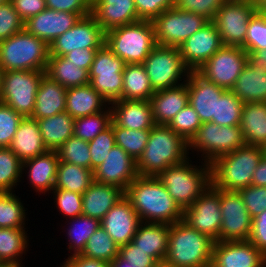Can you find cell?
Wrapping results in <instances>:
<instances>
[{
	"label": "cell",
	"mask_w": 266,
	"mask_h": 267,
	"mask_svg": "<svg viewBox=\"0 0 266 267\" xmlns=\"http://www.w3.org/2000/svg\"><path fill=\"white\" fill-rule=\"evenodd\" d=\"M124 196L131 202L141 222L172 225L183 219V210L157 176H137Z\"/></svg>",
	"instance_id": "cell-1"
},
{
	"label": "cell",
	"mask_w": 266,
	"mask_h": 267,
	"mask_svg": "<svg viewBox=\"0 0 266 267\" xmlns=\"http://www.w3.org/2000/svg\"><path fill=\"white\" fill-rule=\"evenodd\" d=\"M188 142L168 125L155 124L150 129L147 145L136 161L138 176H158L170 166L186 161Z\"/></svg>",
	"instance_id": "cell-2"
},
{
	"label": "cell",
	"mask_w": 266,
	"mask_h": 267,
	"mask_svg": "<svg viewBox=\"0 0 266 267\" xmlns=\"http://www.w3.org/2000/svg\"><path fill=\"white\" fill-rule=\"evenodd\" d=\"M214 242L182 219L170 225L164 261L174 267H211Z\"/></svg>",
	"instance_id": "cell-3"
},
{
	"label": "cell",
	"mask_w": 266,
	"mask_h": 267,
	"mask_svg": "<svg viewBox=\"0 0 266 267\" xmlns=\"http://www.w3.org/2000/svg\"><path fill=\"white\" fill-rule=\"evenodd\" d=\"M263 156L262 148L245 144L210 163L211 185L220 190L239 191L251 185L252 175Z\"/></svg>",
	"instance_id": "cell-4"
},
{
	"label": "cell",
	"mask_w": 266,
	"mask_h": 267,
	"mask_svg": "<svg viewBox=\"0 0 266 267\" xmlns=\"http://www.w3.org/2000/svg\"><path fill=\"white\" fill-rule=\"evenodd\" d=\"M49 45L25 28L0 42V68L6 71H46Z\"/></svg>",
	"instance_id": "cell-5"
},
{
	"label": "cell",
	"mask_w": 266,
	"mask_h": 267,
	"mask_svg": "<svg viewBox=\"0 0 266 267\" xmlns=\"http://www.w3.org/2000/svg\"><path fill=\"white\" fill-rule=\"evenodd\" d=\"M106 46L126 64H143L157 45L152 21L138 22L105 32Z\"/></svg>",
	"instance_id": "cell-6"
},
{
	"label": "cell",
	"mask_w": 266,
	"mask_h": 267,
	"mask_svg": "<svg viewBox=\"0 0 266 267\" xmlns=\"http://www.w3.org/2000/svg\"><path fill=\"white\" fill-rule=\"evenodd\" d=\"M189 161L187 159L181 164L170 166L157 176L183 211L211 184L210 164L202 162V168L193 166Z\"/></svg>",
	"instance_id": "cell-7"
},
{
	"label": "cell",
	"mask_w": 266,
	"mask_h": 267,
	"mask_svg": "<svg viewBox=\"0 0 266 267\" xmlns=\"http://www.w3.org/2000/svg\"><path fill=\"white\" fill-rule=\"evenodd\" d=\"M245 144L240 126H220L213 122H204L188 142V149L200 151L201 156H204L202 160L210 164L214 159L234 152Z\"/></svg>",
	"instance_id": "cell-8"
},
{
	"label": "cell",
	"mask_w": 266,
	"mask_h": 267,
	"mask_svg": "<svg viewBox=\"0 0 266 267\" xmlns=\"http://www.w3.org/2000/svg\"><path fill=\"white\" fill-rule=\"evenodd\" d=\"M154 91L186 82L191 70L184 64L178 47L156 45L143 62ZM184 78L182 83L181 78Z\"/></svg>",
	"instance_id": "cell-9"
},
{
	"label": "cell",
	"mask_w": 266,
	"mask_h": 267,
	"mask_svg": "<svg viewBox=\"0 0 266 267\" xmlns=\"http://www.w3.org/2000/svg\"><path fill=\"white\" fill-rule=\"evenodd\" d=\"M45 71L17 70L3 72L0 102L23 117H31L39 84Z\"/></svg>",
	"instance_id": "cell-10"
},
{
	"label": "cell",
	"mask_w": 266,
	"mask_h": 267,
	"mask_svg": "<svg viewBox=\"0 0 266 267\" xmlns=\"http://www.w3.org/2000/svg\"><path fill=\"white\" fill-rule=\"evenodd\" d=\"M125 62L116 56L104 44L94 57L89 70L90 85L101 94L108 103L122 98L123 71Z\"/></svg>",
	"instance_id": "cell-11"
},
{
	"label": "cell",
	"mask_w": 266,
	"mask_h": 267,
	"mask_svg": "<svg viewBox=\"0 0 266 267\" xmlns=\"http://www.w3.org/2000/svg\"><path fill=\"white\" fill-rule=\"evenodd\" d=\"M156 44L179 47L209 22L204 16L179 10L176 6L163 11L153 21Z\"/></svg>",
	"instance_id": "cell-12"
},
{
	"label": "cell",
	"mask_w": 266,
	"mask_h": 267,
	"mask_svg": "<svg viewBox=\"0 0 266 267\" xmlns=\"http://www.w3.org/2000/svg\"><path fill=\"white\" fill-rule=\"evenodd\" d=\"M246 63L247 52L242 47L223 45L197 72L217 86L231 90Z\"/></svg>",
	"instance_id": "cell-13"
},
{
	"label": "cell",
	"mask_w": 266,
	"mask_h": 267,
	"mask_svg": "<svg viewBox=\"0 0 266 267\" xmlns=\"http://www.w3.org/2000/svg\"><path fill=\"white\" fill-rule=\"evenodd\" d=\"M255 4L226 1L215 13L212 22L217 27L223 45L244 49L248 22L256 12Z\"/></svg>",
	"instance_id": "cell-14"
},
{
	"label": "cell",
	"mask_w": 266,
	"mask_h": 267,
	"mask_svg": "<svg viewBox=\"0 0 266 267\" xmlns=\"http://www.w3.org/2000/svg\"><path fill=\"white\" fill-rule=\"evenodd\" d=\"M222 224L217 241L249 240L252 218L239 191L220 190Z\"/></svg>",
	"instance_id": "cell-15"
},
{
	"label": "cell",
	"mask_w": 266,
	"mask_h": 267,
	"mask_svg": "<svg viewBox=\"0 0 266 267\" xmlns=\"http://www.w3.org/2000/svg\"><path fill=\"white\" fill-rule=\"evenodd\" d=\"M183 220L214 241L219 239L222 224L220 189L209 187L183 211Z\"/></svg>",
	"instance_id": "cell-16"
},
{
	"label": "cell",
	"mask_w": 266,
	"mask_h": 267,
	"mask_svg": "<svg viewBox=\"0 0 266 267\" xmlns=\"http://www.w3.org/2000/svg\"><path fill=\"white\" fill-rule=\"evenodd\" d=\"M105 44V31L90 14L81 17L69 30L49 45V55L64 56L73 49L100 48Z\"/></svg>",
	"instance_id": "cell-17"
},
{
	"label": "cell",
	"mask_w": 266,
	"mask_h": 267,
	"mask_svg": "<svg viewBox=\"0 0 266 267\" xmlns=\"http://www.w3.org/2000/svg\"><path fill=\"white\" fill-rule=\"evenodd\" d=\"M222 46L217 27L212 21H209L178 48L184 64L191 71H197Z\"/></svg>",
	"instance_id": "cell-18"
},
{
	"label": "cell",
	"mask_w": 266,
	"mask_h": 267,
	"mask_svg": "<svg viewBox=\"0 0 266 267\" xmlns=\"http://www.w3.org/2000/svg\"><path fill=\"white\" fill-rule=\"evenodd\" d=\"M211 267H266V256L249 240L215 241Z\"/></svg>",
	"instance_id": "cell-19"
},
{
	"label": "cell",
	"mask_w": 266,
	"mask_h": 267,
	"mask_svg": "<svg viewBox=\"0 0 266 267\" xmlns=\"http://www.w3.org/2000/svg\"><path fill=\"white\" fill-rule=\"evenodd\" d=\"M93 173L94 181L119 187L124 192L138 176L136 161L117 145L110 150L104 162Z\"/></svg>",
	"instance_id": "cell-20"
},
{
	"label": "cell",
	"mask_w": 266,
	"mask_h": 267,
	"mask_svg": "<svg viewBox=\"0 0 266 267\" xmlns=\"http://www.w3.org/2000/svg\"><path fill=\"white\" fill-rule=\"evenodd\" d=\"M186 83L189 104L197 112L200 121L216 123L217 100L226 89L207 80L197 71L189 73Z\"/></svg>",
	"instance_id": "cell-21"
},
{
	"label": "cell",
	"mask_w": 266,
	"mask_h": 267,
	"mask_svg": "<svg viewBox=\"0 0 266 267\" xmlns=\"http://www.w3.org/2000/svg\"><path fill=\"white\" fill-rule=\"evenodd\" d=\"M140 223L139 216L125 196L101 220V226L119 247L132 242Z\"/></svg>",
	"instance_id": "cell-22"
},
{
	"label": "cell",
	"mask_w": 266,
	"mask_h": 267,
	"mask_svg": "<svg viewBox=\"0 0 266 267\" xmlns=\"http://www.w3.org/2000/svg\"><path fill=\"white\" fill-rule=\"evenodd\" d=\"M81 18L79 14L46 8L24 22V28L48 45L72 28Z\"/></svg>",
	"instance_id": "cell-23"
},
{
	"label": "cell",
	"mask_w": 266,
	"mask_h": 267,
	"mask_svg": "<svg viewBox=\"0 0 266 267\" xmlns=\"http://www.w3.org/2000/svg\"><path fill=\"white\" fill-rule=\"evenodd\" d=\"M109 105L112 121L131 130H150L155 121L149 100H117Z\"/></svg>",
	"instance_id": "cell-24"
},
{
	"label": "cell",
	"mask_w": 266,
	"mask_h": 267,
	"mask_svg": "<svg viewBox=\"0 0 266 267\" xmlns=\"http://www.w3.org/2000/svg\"><path fill=\"white\" fill-rule=\"evenodd\" d=\"M91 14L105 32L141 20L134 0H92Z\"/></svg>",
	"instance_id": "cell-25"
},
{
	"label": "cell",
	"mask_w": 266,
	"mask_h": 267,
	"mask_svg": "<svg viewBox=\"0 0 266 267\" xmlns=\"http://www.w3.org/2000/svg\"><path fill=\"white\" fill-rule=\"evenodd\" d=\"M149 101L155 124L168 125L189 104L187 83L155 91Z\"/></svg>",
	"instance_id": "cell-26"
},
{
	"label": "cell",
	"mask_w": 266,
	"mask_h": 267,
	"mask_svg": "<svg viewBox=\"0 0 266 267\" xmlns=\"http://www.w3.org/2000/svg\"><path fill=\"white\" fill-rule=\"evenodd\" d=\"M122 197L119 187L94 181L82 194V214L101 221Z\"/></svg>",
	"instance_id": "cell-27"
},
{
	"label": "cell",
	"mask_w": 266,
	"mask_h": 267,
	"mask_svg": "<svg viewBox=\"0 0 266 267\" xmlns=\"http://www.w3.org/2000/svg\"><path fill=\"white\" fill-rule=\"evenodd\" d=\"M22 162L48 151L36 119L24 117L8 147Z\"/></svg>",
	"instance_id": "cell-28"
},
{
	"label": "cell",
	"mask_w": 266,
	"mask_h": 267,
	"mask_svg": "<svg viewBox=\"0 0 266 267\" xmlns=\"http://www.w3.org/2000/svg\"><path fill=\"white\" fill-rule=\"evenodd\" d=\"M66 93L65 87L44 74L38 87L31 118L38 120L65 112Z\"/></svg>",
	"instance_id": "cell-29"
},
{
	"label": "cell",
	"mask_w": 266,
	"mask_h": 267,
	"mask_svg": "<svg viewBox=\"0 0 266 267\" xmlns=\"http://www.w3.org/2000/svg\"><path fill=\"white\" fill-rule=\"evenodd\" d=\"M169 231L168 224L141 222L132 243L157 262H163L168 252Z\"/></svg>",
	"instance_id": "cell-30"
},
{
	"label": "cell",
	"mask_w": 266,
	"mask_h": 267,
	"mask_svg": "<svg viewBox=\"0 0 266 267\" xmlns=\"http://www.w3.org/2000/svg\"><path fill=\"white\" fill-rule=\"evenodd\" d=\"M59 157L57 151L48 150L32 159L22 162V171L28 168V179L36 192L52 191L55 185Z\"/></svg>",
	"instance_id": "cell-31"
},
{
	"label": "cell",
	"mask_w": 266,
	"mask_h": 267,
	"mask_svg": "<svg viewBox=\"0 0 266 267\" xmlns=\"http://www.w3.org/2000/svg\"><path fill=\"white\" fill-rule=\"evenodd\" d=\"M106 103L109 105L108 101L88 83L67 89L65 112L75 119L103 111L104 108H108L105 106Z\"/></svg>",
	"instance_id": "cell-32"
},
{
	"label": "cell",
	"mask_w": 266,
	"mask_h": 267,
	"mask_svg": "<svg viewBox=\"0 0 266 267\" xmlns=\"http://www.w3.org/2000/svg\"><path fill=\"white\" fill-rule=\"evenodd\" d=\"M231 91L243 102H266V69L248 62Z\"/></svg>",
	"instance_id": "cell-33"
},
{
	"label": "cell",
	"mask_w": 266,
	"mask_h": 267,
	"mask_svg": "<svg viewBox=\"0 0 266 267\" xmlns=\"http://www.w3.org/2000/svg\"><path fill=\"white\" fill-rule=\"evenodd\" d=\"M240 127L246 144L262 147L266 142V102L244 103Z\"/></svg>",
	"instance_id": "cell-34"
},
{
	"label": "cell",
	"mask_w": 266,
	"mask_h": 267,
	"mask_svg": "<svg viewBox=\"0 0 266 267\" xmlns=\"http://www.w3.org/2000/svg\"><path fill=\"white\" fill-rule=\"evenodd\" d=\"M42 140L50 151H57L74 135V118L67 112L37 120Z\"/></svg>",
	"instance_id": "cell-35"
},
{
	"label": "cell",
	"mask_w": 266,
	"mask_h": 267,
	"mask_svg": "<svg viewBox=\"0 0 266 267\" xmlns=\"http://www.w3.org/2000/svg\"><path fill=\"white\" fill-rule=\"evenodd\" d=\"M45 74L66 89L90 83L89 72L64 56L49 55Z\"/></svg>",
	"instance_id": "cell-36"
},
{
	"label": "cell",
	"mask_w": 266,
	"mask_h": 267,
	"mask_svg": "<svg viewBox=\"0 0 266 267\" xmlns=\"http://www.w3.org/2000/svg\"><path fill=\"white\" fill-rule=\"evenodd\" d=\"M154 93L144 65L125 64L120 100H150Z\"/></svg>",
	"instance_id": "cell-37"
},
{
	"label": "cell",
	"mask_w": 266,
	"mask_h": 267,
	"mask_svg": "<svg viewBox=\"0 0 266 267\" xmlns=\"http://www.w3.org/2000/svg\"><path fill=\"white\" fill-rule=\"evenodd\" d=\"M93 182L91 169L59 160L54 188L83 194Z\"/></svg>",
	"instance_id": "cell-38"
},
{
	"label": "cell",
	"mask_w": 266,
	"mask_h": 267,
	"mask_svg": "<svg viewBox=\"0 0 266 267\" xmlns=\"http://www.w3.org/2000/svg\"><path fill=\"white\" fill-rule=\"evenodd\" d=\"M26 228H0V263L22 267L19 258L26 252Z\"/></svg>",
	"instance_id": "cell-39"
},
{
	"label": "cell",
	"mask_w": 266,
	"mask_h": 267,
	"mask_svg": "<svg viewBox=\"0 0 266 267\" xmlns=\"http://www.w3.org/2000/svg\"><path fill=\"white\" fill-rule=\"evenodd\" d=\"M70 220L72 226L70 225L67 229L68 249L73 251V253L71 252V256H73L82 253L91 235L101 226V221L83 214Z\"/></svg>",
	"instance_id": "cell-40"
},
{
	"label": "cell",
	"mask_w": 266,
	"mask_h": 267,
	"mask_svg": "<svg viewBox=\"0 0 266 267\" xmlns=\"http://www.w3.org/2000/svg\"><path fill=\"white\" fill-rule=\"evenodd\" d=\"M119 254V246L110 235L100 226L89 238L81 255L106 263Z\"/></svg>",
	"instance_id": "cell-41"
},
{
	"label": "cell",
	"mask_w": 266,
	"mask_h": 267,
	"mask_svg": "<svg viewBox=\"0 0 266 267\" xmlns=\"http://www.w3.org/2000/svg\"><path fill=\"white\" fill-rule=\"evenodd\" d=\"M107 109L92 115L75 118L74 136L89 142L107 129L112 122L110 106Z\"/></svg>",
	"instance_id": "cell-42"
},
{
	"label": "cell",
	"mask_w": 266,
	"mask_h": 267,
	"mask_svg": "<svg viewBox=\"0 0 266 267\" xmlns=\"http://www.w3.org/2000/svg\"><path fill=\"white\" fill-rule=\"evenodd\" d=\"M25 211L20 198L16 194L0 192V228H24Z\"/></svg>",
	"instance_id": "cell-43"
},
{
	"label": "cell",
	"mask_w": 266,
	"mask_h": 267,
	"mask_svg": "<svg viewBox=\"0 0 266 267\" xmlns=\"http://www.w3.org/2000/svg\"><path fill=\"white\" fill-rule=\"evenodd\" d=\"M113 131L116 145L137 161L145 150L150 130H131L119 127L113 122Z\"/></svg>",
	"instance_id": "cell-44"
},
{
	"label": "cell",
	"mask_w": 266,
	"mask_h": 267,
	"mask_svg": "<svg viewBox=\"0 0 266 267\" xmlns=\"http://www.w3.org/2000/svg\"><path fill=\"white\" fill-rule=\"evenodd\" d=\"M22 172V161L8 147L0 148V192H13Z\"/></svg>",
	"instance_id": "cell-45"
},
{
	"label": "cell",
	"mask_w": 266,
	"mask_h": 267,
	"mask_svg": "<svg viewBox=\"0 0 266 267\" xmlns=\"http://www.w3.org/2000/svg\"><path fill=\"white\" fill-rule=\"evenodd\" d=\"M243 104L231 90H226L217 100L216 124L240 126Z\"/></svg>",
	"instance_id": "cell-46"
},
{
	"label": "cell",
	"mask_w": 266,
	"mask_h": 267,
	"mask_svg": "<svg viewBox=\"0 0 266 267\" xmlns=\"http://www.w3.org/2000/svg\"><path fill=\"white\" fill-rule=\"evenodd\" d=\"M88 141L71 136L58 150L60 161L91 169Z\"/></svg>",
	"instance_id": "cell-47"
},
{
	"label": "cell",
	"mask_w": 266,
	"mask_h": 267,
	"mask_svg": "<svg viewBox=\"0 0 266 267\" xmlns=\"http://www.w3.org/2000/svg\"><path fill=\"white\" fill-rule=\"evenodd\" d=\"M202 122L197 112L188 104L170 121L168 126L177 134L181 135L187 142L196 134Z\"/></svg>",
	"instance_id": "cell-48"
},
{
	"label": "cell",
	"mask_w": 266,
	"mask_h": 267,
	"mask_svg": "<svg viewBox=\"0 0 266 267\" xmlns=\"http://www.w3.org/2000/svg\"><path fill=\"white\" fill-rule=\"evenodd\" d=\"M247 53L266 50V18L261 12H255L248 22L244 41Z\"/></svg>",
	"instance_id": "cell-49"
},
{
	"label": "cell",
	"mask_w": 266,
	"mask_h": 267,
	"mask_svg": "<svg viewBox=\"0 0 266 267\" xmlns=\"http://www.w3.org/2000/svg\"><path fill=\"white\" fill-rule=\"evenodd\" d=\"M91 155V170L94 171L108 156L110 150L116 145L113 131V121L111 125L88 142Z\"/></svg>",
	"instance_id": "cell-50"
},
{
	"label": "cell",
	"mask_w": 266,
	"mask_h": 267,
	"mask_svg": "<svg viewBox=\"0 0 266 267\" xmlns=\"http://www.w3.org/2000/svg\"><path fill=\"white\" fill-rule=\"evenodd\" d=\"M24 117L0 102V148L9 147Z\"/></svg>",
	"instance_id": "cell-51"
},
{
	"label": "cell",
	"mask_w": 266,
	"mask_h": 267,
	"mask_svg": "<svg viewBox=\"0 0 266 267\" xmlns=\"http://www.w3.org/2000/svg\"><path fill=\"white\" fill-rule=\"evenodd\" d=\"M52 191L61 214L70 219L82 215V194L58 188H53Z\"/></svg>",
	"instance_id": "cell-52"
},
{
	"label": "cell",
	"mask_w": 266,
	"mask_h": 267,
	"mask_svg": "<svg viewBox=\"0 0 266 267\" xmlns=\"http://www.w3.org/2000/svg\"><path fill=\"white\" fill-rule=\"evenodd\" d=\"M24 29V21L13 8L12 3L0 5V42Z\"/></svg>",
	"instance_id": "cell-53"
},
{
	"label": "cell",
	"mask_w": 266,
	"mask_h": 267,
	"mask_svg": "<svg viewBox=\"0 0 266 267\" xmlns=\"http://www.w3.org/2000/svg\"><path fill=\"white\" fill-rule=\"evenodd\" d=\"M227 0H175V6L182 11L204 16L212 21L215 13Z\"/></svg>",
	"instance_id": "cell-54"
},
{
	"label": "cell",
	"mask_w": 266,
	"mask_h": 267,
	"mask_svg": "<svg viewBox=\"0 0 266 267\" xmlns=\"http://www.w3.org/2000/svg\"><path fill=\"white\" fill-rule=\"evenodd\" d=\"M251 218L266 210V186L250 185L239 190Z\"/></svg>",
	"instance_id": "cell-55"
},
{
	"label": "cell",
	"mask_w": 266,
	"mask_h": 267,
	"mask_svg": "<svg viewBox=\"0 0 266 267\" xmlns=\"http://www.w3.org/2000/svg\"><path fill=\"white\" fill-rule=\"evenodd\" d=\"M138 17L153 21L163 11L175 6V0H134Z\"/></svg>",
	"instance_id": "cell-56"
},
{
	"label": "cell",
	"mask_w": 266,
	"mask_h": 267,
	"mask_svg": "<svg viewBox=\"0 0 266 267\" xmlns=\"http://www.w3.org/2000/svg\"><path fill=\"white\" fill-rule=\"evenodd\" d=\"M46 5L49 9L79 14L81 17L92 12V0H46Z\"/></svg>",
	"instance_id": "cell-57"
},
{
	"label": "cell",
	"mask_w": 266,
	"mask_h": 267,
	"mask_svg": "<svg viewBox=\"0 0 266 267\" xmlns=\"http://www.w3.org/2000/svg\"><path fill=\"white\" fill-rule=\"evenodd\" d=\"M249 241L266 256V210L252 218Z\"/></svg>",
	"instance_id": "cell-58"
},
{
	"label": "cell",
	"mask_w": 266,
	"mask_h": 267,
	"mask_svg": "<svg viewBox=\"0 0 266 267\" xmlns=\"http://www.w3.org/2000/svg\"><path fill=\"white\" fill-rule=\"evenodd\" d=\"M119 255L125 259L129 260V264L135 265H156L158 262L147 254V252L142 251L132 242L119 247Z\"/></svg>",
	"instance_id": "cell-59"
},
{
	"label": "cell",
	"mask_w": 266,
	"mask_h": 267,
	"mask_svg": "<svg viewBox=\"0 0 266 267\" xmlns=\"http://www.w3.org/2000/svg\"><path fill=\"white\" fill-rule=\"evenodd\" d=\"M10 2L24 22L47 8L46 0H10Z\"/></svg>",
	"instance_id": "cell-60"
},
{
	"label": "cell",
	"mask_w": 266,
	"mask_h": 267,
	"mask_svg": "<svg viewBox=\"0 0 266 267\" xmlns=\"http://www.w3.org/2000/svg\"><path fill=\"white\" fill-rule=\"evenodd\" d=\"M98 49L99 48L73 49L65 54L64 57L69 62L79 65V67L86 69L89 72Z\"/></svg>",
	"instance_id": "cell-61"
},
{
	"label": "cell",
	"mask_w": 266,
	"mask_h": 267,
	"mask_svg": "<svg viewBox=\"0 0 266 267\" xmlns=\"http://www.w3.org/2000/svg\"><path fill=\"white\" fill-rule=\"evenodd\" d=\"M63 263V267H111L109 263L93 258L85 257L81 254H76L67 257Z\"/></svg>",
	"instance_id": "cell-62"
},
{
	"label": "cell",
	"mask_w": 266,
	"mask_h": 267,
	"mask_svg": "<svg viewBox=\"0 0 266 267\" xmlns=\"http://www.w3.org/2000/svg\"><path fill=\"white\" fill-rule=\"evenodd\" d=\"M253 186H266V156H262L252 175Z\"/></svg>",
	"instance_id": "cell-63"
},
{
	"label": "cell",
	"mask_w": 266,
	"mask_h": 267,
	"mask_svg": "<svg viewBox=\"0 0 266 267\" xmlns=\"http://www.w3.org/2000/svg\"><path fill=\"white\" fill-rule=\"evenodd\" d=\"M247 62L252 66L266 69V50L247 53Z\"/></svg>",
	"instance_id": "cell-64"
},
{
	"label": "cell",
	"mask_w": 266,
	"mask_h": 267,
	"mask_svg": "<svg viewBox=\"0 0 266 267\" xmlns=\"http://www.w3.org/2000/svg\"><path fill=\"white\" fill-rule=\"evenodd\" d=\"M111 267H154L155 265L129 264V260L123 259L119 254L111 261Z\"/></svg>",
	"instance_id": "cell-65"
},
{
	"label": "cell",
	"mask_w": 266,
	"mask_h": 267,
	"mask_svg": "<svg viewBox=\"0 0 266 267\" xmlns=\"http://www.w3.org/2000/svg\"><path fill=\"white\" fill-rule=\"evenodd\" d=\"M257 12H262L266 9V0H257L255 3Z\"/></svg>",
	"instance_id": "cell-66"
},
{
	"label": "cell",
	"mask_w": 266,
	"mask_h": 267,
	"mask_svg": "<svg viewBox=\"0 0 266 267\" xmlns=\"http://www.w3.org/2000/svg\"><path fill=\"white\" fill-rule=\"evenodd\" d=\"M154 267H174V266L163 261V262H158Z\"/></svg>",
	"instance_id": "cell-67"
},
{
	"label": "cell",
	"mask_w": 266,
	"mask_h": 267,
	"mask_svg": "<svg viewBox=\"0 0 266 267\" xmlns=\"http://www.w3.org/2000/svg\"><path fill=\"white\" fill-rule=\"evenodd\" d=\"M227 1L249 2L255 4L257 0H227Z\"/></svg>",
	"instance_id": "cell-68"
},
{
	"label": "cell",
	"mask_w": 266,
	"mask_h": 267,
	"mask_svg": "<svg viewBox=\"0 0 266 267\" xmlns=\"http://www.w3.org/2000/svg\"><path fill=\"white\" fill-rule=\"evenodd\" d=\"M3 70L0 68V92H1V88H2V77H3Z\"/></svg>",
	"instance_id": "cell-69"
},
{
	"label": "cell",
	"mask_w": 266,
	"mask_h": 267,
	"mask_svg": "<svg viewBox=\"0 0 266 267\" xmlns=\"http://www.w3.org/2000/svg\"><path fill=\"white\" fill-rule=\"evenodd\" d=\"M262 153L264 156H266V142L264 143V145H262Z\"/></svg>",
	"instance_id": "cell-70"
},
{
	"label": "cell",
	"mask_w": 266,
	"mask_h": 267,
	"mask_svg": "<svg viewBox=\"0 0 266 267\" xmlns=\"http://www.w3.org/2000/svg\"><path fill=\"white\" fill-rule=\"evenodd\" d=\"M0 267H18V266H15V265H12V264H1L0 263Z\"/></svg>",
	"instance_id": "cell-71"
},
{
	"label": "cell",
	"mask_w": 266,
	"mask_h": 267,
	"mask_svg": "<svg viewBox=\"0 0 266 267\" xmlns=\"http://www.w3.org/2000/svg\"><path fill=\"white\" fill-rule=\"evenodd\" d=\"M10 0H0V5L1 4H5V3H8Z\"/></svg>",
	"instance_id": "cell-72"
},
{
	"label": "cell",
	"mask_w": 266,
	"mask_h": 267,
	"mask_svg": "<svg viewBox=\"0 0 266 267\" xmlns=\"http://www.w3.org/2000/svg\"><path fill=\"white\" fill-rule=\"evenodd\" d=\"M261 13H262V14L265 16V18H266V9H264Z\"/></svg>",
	"instance_id": "cell-73"
}]
</instances>
